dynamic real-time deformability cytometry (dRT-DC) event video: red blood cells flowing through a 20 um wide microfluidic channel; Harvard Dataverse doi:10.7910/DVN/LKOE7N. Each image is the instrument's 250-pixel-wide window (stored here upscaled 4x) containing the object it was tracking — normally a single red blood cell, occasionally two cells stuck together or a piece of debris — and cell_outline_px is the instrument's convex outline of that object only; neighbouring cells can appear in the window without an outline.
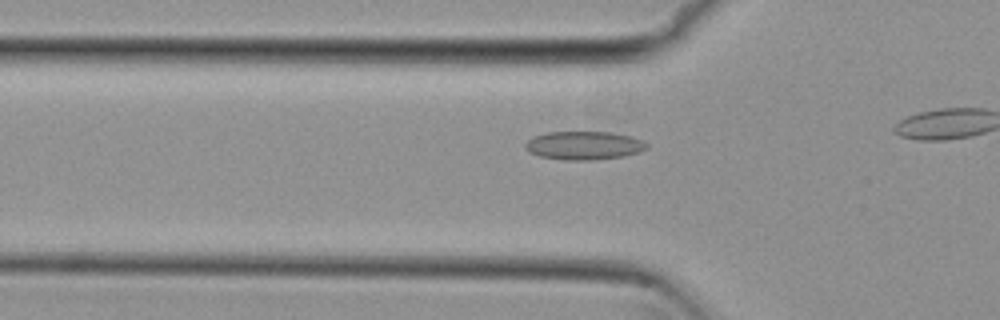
{"species": "common noctule bat (a hibernating species)", "species_latin": "Nyctalus noctula", "temperature_condition": "cold", "stored_images_in_passage": 19, "camera_frame_rate_fps": 3000, "um_per_image_px": 0.085, "animal": {"sex": "female", "body_mass_g": 29.2, "forearm_length_mm": 56.3}, "frame": {"image": 1, "passage_image": 14, "time_ms": 4.333, "image_size_px": [1000, 320], "cell_outline_px": [[648, 148], [640, 152], [624, 156], [596, 160], [564, 160], [540, 156], [528, 152], [524, 148], [524, 144], [532, 136], [548, 132], [608, 132], [632, 136], [644, 140], [648, 144]], "centroid_in_image_um": [49.65, 12.37], "position_along_channel_um": 76.2, "area_um2": 20.4}}